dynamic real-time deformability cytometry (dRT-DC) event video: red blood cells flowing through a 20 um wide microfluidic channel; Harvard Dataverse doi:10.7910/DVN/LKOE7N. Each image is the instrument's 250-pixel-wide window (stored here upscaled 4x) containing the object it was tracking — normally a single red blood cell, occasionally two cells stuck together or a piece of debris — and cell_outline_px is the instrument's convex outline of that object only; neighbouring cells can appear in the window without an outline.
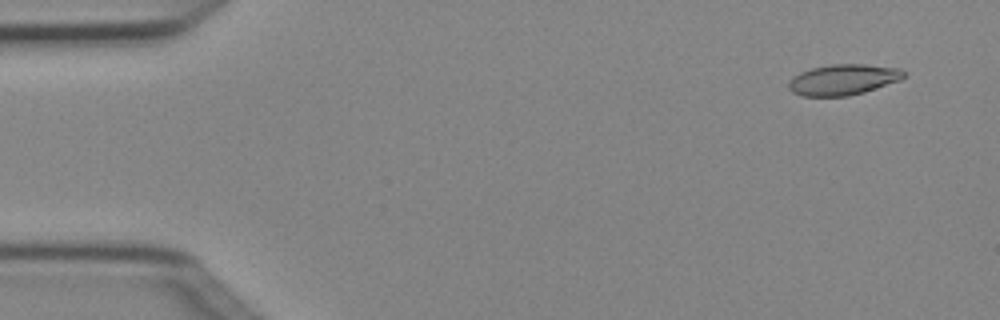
{"species": "Egyptian fruit bat (a non-hibernating species)", "species_latin": "Rousettus aegyptiacus", "temperature_condition": "cold", "stored_images_in_passage": 4, "camera_frame_rate_fps": 3000, "um_per_image_px": 0.085, "animal": {"sex": "female"}, "frame": {"image": 1, "passage_image": 1, "time_ms": 0.0, "image_size_px": [1000, 320], "cell_outline_px": [[904, 76], [900, 80], [864, 92], [848, 96], [804, 96], [792, 92], [788, 88], [788, 84], [792, 76], [800, 72], [812, 68], [832, 64], [864, 64], [900, 68], [904, 72]], "centroid_in_image_um": [71.64, 6.77], "position_along_channel_um": 13.4, "area_um2": 20.58}}
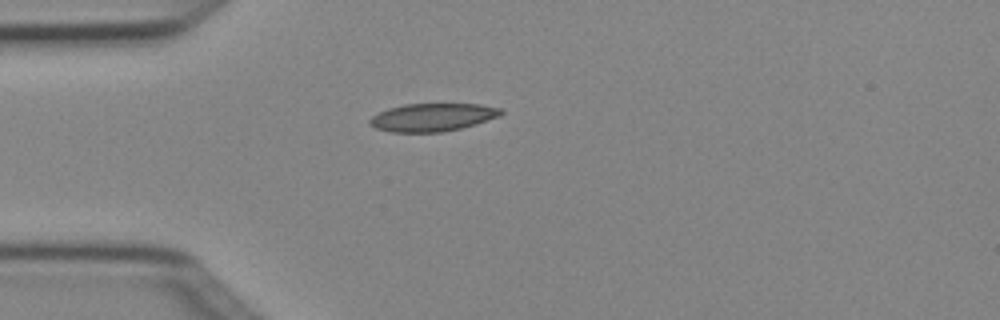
{"frame": {"image": 2, "passage_image": 4, "time_ms": 1.0, "image_size_px": [1000, 320], "cell_outline_px": [[504, 112], [500, 116], [460, 128], [440, 132], [392, 132], [376, 128], [368, 124], [368, 120], [372, 116], [388, 108], [404, 104], [480, 104], [500, 108]], "centroid_in_image_um": [36.73, 9.96], "position_along_channel_um": 48.3, "area_um2": 21.21}}